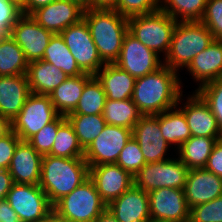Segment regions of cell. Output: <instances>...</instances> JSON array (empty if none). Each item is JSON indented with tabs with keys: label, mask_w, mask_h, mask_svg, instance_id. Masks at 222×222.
<instances>
[{
	"label": "cell",
	"mask_w": 222,
	"mask_h": 222,
	"mask_svg": "<svg viewBox=\"0 0 222 222\" xmlns=\"http://www.w3.org/2000/svg\"><path fill=\"white\" fill-rule=\"evenodd\" d=\"M89 178L107 205L134 185L133 176L116 163L89 166Z\"/></svg>",
	"instance_id": "17"
},
{
	"label": "cell",
	"mask_w": 222,
	"mask_h": 222,
	"mask_svg": "<svg viewBox=\"0 0 222 222\" xmlns=\"http://www.w3.org/2000/svg\"><path fill=\"white\" fill-rule=\"evenodd\" d=\"M22 15L20 6L10 0H0V38L9 36L12 27Z\"/></svg>",
	"instance_id": "42"
},
{
	"label": "cell",
	"mask_w": 222,
	"mask_h": 222,
	"mask_svg": "<svg viewBox=\"0 0 222 222\" xmlns=\"http://www.w3.org/2000/svg\"><path fill=\"white\" fill-rule=\"evenodd\" d=\"M192 222H222V195L190 209Z\"/></svg>",
	"instance_id": "40"
},
{
	"label": "cell",
	"mask_w": 222,
	"mask_h": 222,
	"mask_svg": "<svg viewBox=\"0 0 222 222\" xmlns=\"http://www.w3.org/2000/svg\"><path fill=\"white\" fill-rule=\"evenodd\" d=\"M0 219L1 222H21L17 213L6 200L0 201Z\"/></svg>",
	"instance_id": "47"
},
{
	"label": "cell",
	"mask_w": 222,
	"mask_h": 222,
	"mask_svg": "<svg viewBox=\"0 0 222 222\" xmlns=\"http://www.w3.org/2000/svg\"><path fill=\"white\" fill-rule=\"evenodd\" d=\"M11 174L8 169L0 170V201L6 200L7 194L13 184Z\"/></svg>",
	"instance_id": "45"
},
{
	"label": "cell",
	"mask_w": 222,
	"mask_h": 222,
	"mask_svg": "<svg viewBox=\"0 0 222 222\" xmlns=\"http://www.w3.org/2000/svg\"><path fill=\"white\" fill-rule=\"evenodd\" d=\"M149 212L153 220L184 222L190 219V208L182 189L158 188L148 193Z\"/></svg>",
	"instance_id": "14"
},
{
	"label": "cell",
	"mask_w": 222,
	"mask_h": 222,
	"mask_svg": "<svg viewBox=\"0 0 222 222\" xmlns=\"http://www.w3.org/2000/svg\"><path fill=\"white\" fill-rule=\"evenodd\" d=\"M200 86L222 76V41L214 40L205 50L198 53L186 67Z\"/></svg>",
	"instance_id": "23"
},
{
	"label": "cell",
	"mask_w": 222,
	"mask_h": 222,
	"mask_svg": "<svg viewBox=\"0 0 222 222\" xmlns=\"http://www.w3.org/2000/svg\"><path fill=\"white\" fill-rule=\"evenodd\" d=\"M53 32L44 29L30 15L22 14L10 31V37L21 47L28 62L42 60Z\"/></svg>",
	"instance_id": "13"
},
{
	"label": "cell",
	"mask_w": 222,
	"mask_h": 222,
	"mask_svg": "<svg viewBox=\"0 0 222 222\" xmlns=\"http://www.w3.org/2000/svg\"><path fill=\"white\" fill-rule=\"evenodd\" d=\"M60 35L84 73L94 76L104 66L84 19L70 25Z\"/></svg>",
	"instance_id": "9"
},
{
	"label": "cell",
	"mask_w": 222,
	"mask_h": 222,
	"mask_svg": "<svg viewBox=\"0 0 222 222\" xmlns=\"http://www.w3.org/2000/svg\"><path fill=\"white\" fill-rule=\"evenodd\" d=\"M30 94L26 74L0 76V115L11 123L22 110Z\"/></svg>",
	"instance_id": "22"
},
{
	"label": "cell",
	"mask_w": 222,
	"mask_h": 222,
	"mask_svg": "<svg viewBox=\"0 0 222 222\" xmlns=\"http://www.w3.org/2000/svg\"><path fill=\"white\" fill-rule=\"evenodd\" d=\"M94 222H120L117 220L110 211L107 209L99 216L97 217Z\"/></svg>",
	"instance_id": "50"
},
{
	"label": "cell",
	"mask_w": 222,
	"mask_h": 222,
	"mask_svg": "<svg viewBox=\"0 0 222 222\" xmlns=\"http://www.w3.org/2000/svg\"><path fill=\"white\" fill-rule=\"evenodd\" d=\"M176 25L177 21L160 9L128 19V31L157 55H167Z\"/></svg>",
	"instance_id": "6"
},
{
	"label": "cell",
	"mask_w": 222,
	"mask_h": 222,
	"mask_svg": "<svg viewBox=\"0 0 222 222\" xmlns=\"http://www.w3.org/2000/svg\"><path fill=\"white\" fill-rule=\"evenodd\" d=\"M66 120V116L58 115L52 122L31 136L27 142L42 156L48 155L53 147L58 128Z\"/></svg>",
	"instance_id": "36"
},
{
	"label": "cell",
	"mask_w": 222,
	"mask_h": 222,
	"mask_svg": "<svg viewBox=\"0 0 222 222\" xmlns=\"http://www.w3.org/2000/svg\"><path fill=\"white\" fill-rule=\"evenodd\" d=\"M131 138V129L106 124L103 131L84 151V159L89 166L116 163L121 150Z\"/></svg>",
	"instance_id": "11"
},
{
	"label": "cell",
	"mask_w": 222,
	"mask_h": 222,
	"mask_svg": "<svg viewBox=\"0 0 222 222\" xmlns=\"http://www.w3.org/2000/svg\"><path fill=\"white\" fill-rule=\"evenodd\" d=\"M20 141L21 139L11 129L0 137V170L8 169Z\"/></svg>",
	"instance_id": "43"
},
{
	"label": "cell",
	"mask_w": 222,
	"mask_h": 222,
	"mask_svg": "<svg viewBox=\"0 0 222 222\" xmlns=\"http://www.w3.org/2000/svg\"><path fill=\"white\" fill-rule=\"evenodd\" d=\"M185 104L179 109L186 117L191 136L222 138V130L214 114L196 90Z\"/></svg>",
	"instance_id": "18"
},
{
	"label": "cell",
	"mask_w": 222,
	"mask_h": 222,
	"mask_svg": "<svg viewBox=\"0 0 222 222\" xmlns=\"http://www.w3.org/2000/svg\"><path fill=\"white\" fill-rule=\"evenodd\" d=\"M6 201L21 222H39L53 209L46 193L34 184L13 183Z\"/></svg>",
	"instance_id": "10"
},
{
	"label": "cell",
	"mask_w": 222,
	"mask_h": 222,
	"mask_svg": "<svg viewBox=\"0 0 222 222\" xmlns=\"http://www.w3.org/2000/svg\"><path fill=\"white\" fill-rule=\"evenodd\" d=\"M10 1H13V2L17 3L19 6H21V0H10Z\"/></svg>",
	"instance_id": "53"
},
{
	"label": "cell",
	"mask_w": 222,
	"mask_h": 222,
	"mask_svg": "<svg viewBox=\"0 0 222 222\" xmlns=\"http://www.w3.org/2000/svg\"><path fill=\"white\" fill-rule=\"evenodd\" d=\"M135 139L142 151L146 163L168 160L164 158L168 146L160 129V114L142 115L132 130Z\"/></svg>",
	"instance_id": "16"
},
{
	"label": "cell",
	"mask_w": 222,
	"mask_h": 222,
	"mask_svg": "<svg viewBox=\"0 0 222 222\" xmlns=\"http://www.w3.org/2000/svg\"><path fill=\"white\" fill-rule=\"evenodd\" d=\"M189 169L178 158L146 163L134 176V186L149 193L158 188L184 190Z\"/></svg>",
	"instance_id": "7"
},
{
	"label": "cell",
	"mask_w": 222,
	"mask_h": 222,
	"mask_svg": "<svg viewBox=\"0 0 222 222\" xmlns=\"http://www.w3.org/2000/svg\"><path fill=\"white\" fill-rule=\"evenodd\" d=\"M85 9L71 0H56L33 11L30 16L44 29L60 34L83 19Z\"/></svg>",
	"instance_id": "15"
},
{
	"label": "cell",
	"mask_w": 222,
	"mask_h": 222,
	"mask_svg": "<svg viewBox=\"0 0 222 222\" xmlns=\"http://www.w3.org/2000/svg\"><path fill=\"white\" fill-rule=\"evenodd\" d=\"M213 41L214 37L201 21L177 22L163 64L175 71L186 68Z\"/></svg>",
	"instance_id": "4"
},
{
	"label": "cell",
	"mask_w": 222,
	"mask_h": 222,
	"mask_svg": "<svg viewBox=\"0 0 222 222\" xmlns=\"http://www.w3.org/2000/svg\"><path fill=\"white\" fill-rule=\"evenodd\" d=\"M205 169L222 178V139L215 143Z\"/></svg>",
	"instance_id": "44"
},
{
	"label": "cell",
	"mask_w": 222,
	"mask_h": 222,
	"mask_svg": "<svg viewBox=\"0 0 222 222\" xmlns=\"http://www.w3.org/2000/svg\"><path fill=\"white\" fill-rule=\"evenodd\" d=\"M39 222H68V221L65 218H62L54 209H52Z\"/></svg>",
	"instance_id": "49"
},
{
	"label": "cell",
	"mask_w": 222,
	"mask_h": 222,
	"mask_svg": "<svg viewBox=\"0 0 222 222\" xmlns=\"http://www.w3.org/2000/svg\"><path fill=\"white\" fill-rule=\"evenodd\" d=\"M196 92L209 105L222 130V76L199 87Z\"/></svg>",
	"instance_id": "37"
},
{
	"label": "cell",
	"mask_w": 222,
	"mask_h": 222,
	"mask_svg": "<svg viewBox=\"0 0 222 222\" xmlns=\"http://www.w3.org/2000/svg\"><path fill=\"white\" fill-rule=\"evenodd\" d=\"M219 139L222 138L191 136L178 149V158L189 170L205 168L213 147Z\"/></svg>",
	"instance_id": "27"
},
{
	"label": "cell",
	"mask_w": 222,
	"mask_h": 222,
	"mask_svg": "<svg viewBox=\"0 0 222 222\" xmlns=\"http://www.w3.org/2000/svg\"><path fill=\"white\" fill-rule=\"evenodd\" d=\"M94 76L101 83L107 99L120 101L132 98L136 79L115 63H105Z\"/></svg>",
	"instance_id": "24"
},
{
	"label": "cell",
	"mask_w": 222,
	"mask_h": 222,
	"mask_svg": "<svg viewBox=\"0 0 222 222\" xmlns=\"http://www.w3.org/2000/svg\"><path fill=\"white\" fill-rule=\"evenodd\" d=\"M66 119L73 126L78 142L84 151L98 137L106 125L102 114L67 115Z\"/></svg>",
	"instance_id": "32"
},
{
	"label": "cell",
	"mask_w": 222,
	"mask_h": 222,
	"mask_svg": "<svg viewBox=\"0 0 222 222\" xmlns=\"http://www.w3.org/2000/svg\"><path fill=\"white\" fill-rule=\"evenodd\" d=\"M26 75L31 93L42 95H50L68 78L59 68L44 60L28 62Z\"/></svg>",
	"instance_id": "25"
},
{
	"label": "cell",
	"mask_w": 222,
	"mask_h": 222,
	"mask_svg": "<svg viewBox=\"0 0 222 222\" xmlns=\"http://www.w3.org/2000/svg\"><path fill=\"white\" fill-rule=\"evenodd\" d=\"M93 76L87 73L75 77H68L49 95L55 110L59 115L67 116L72 113L82 96L85 84Z\"/></svg>",
	"instance_id": "26"
},
{
	"label": "cell",
	"mask_w": 222,
	"mask_h": 222,
	"mask_svg": "<svg viewBox=\"0 0 222 222\" xmlns=\"http://www.w3.org/2000/svg\"><path fill=\"white\" fill-rule=\"evenodd\" d=\"M42 60L53 64L68 77H75L84 74L60 34H53L47 48L44 51Z\"/></svg>",
	"instance_id": "28"
},
{
	"label": "cell",
	"mask_w": 222,
	"mask_h": 222,
	"mask_svg": "<svg viewBox=\"0 0 222 222\" xmlns=\"http://www.w3.org/2000/svg\"><path fill=\"white\" fill-rule=\"evenodd\" d=\"M86 21L92 39L105 63H114L120 55L128 19L114 9H85Z\"/></svg>",
	"instance_id": "3"
},
{
	"label": "cell",
	"mask_w": 222,
	"mask_h": 222,
	"mask_svg": "<svg viewBox=\"0 0 222 222\" xmlns=\"http://www.w3.org/2000/svg\"><path fill=\"white\" fill-rule=\"evenodd\" d=\"M80 4L84 9H91V0H71Z\"/></svg>",
	"instance_id": "52"
},
{
	"label": "cell",
	"mask_w": 222,
	"mask_h": 222,
	"mask_svg": "<svg viewBox=\"0 0 222 222\" xmlns=\"http://www.w3.org/2000/svg\"><path fill=\"white\" fill-rule=\"evenodd\" d=\"M201 22L209 29L214 40L222 41V0H207Z\"/></svg>",
	"instance_id": "41"
},
{
	"label": "cell",
	"mask_w": 222,
	"mask_h": 222,
	"mask_svg": "<svg viewBox=\"0 0 222 222\" xmlns=\"http://www.w3.org/2000/svg\"><path fill=\"white\" fill-rule=\"evenodd\" d=\"M148 222H166V221H160V220H153V219H150Z\"/></svg>",
	"instance_id": "54"
},
{
	"label": "cell",
	"mask_w": 222,
	"mask_h": 222,
	"mask_svg": "<svg viewBox=\"0 0 222 222\" xmlns=\"http://www.w3.org/2000/svg\"><path fill=\"white\" fill-rule=\"evenodd\" d=\"M107 210L120 222H148L151 219L148 193L134 185L110 202Z\"/></svg>",
	"instance_id": "20"
},
{
	"label": "cell",
	"mask_w": 222,
	"mask_h": 222,
	"mask_svg": "<svg viewBox=\"0 0 222 222\" xmlns=\"http://www.w3.org/2000/svg\"><path fill=\"white\" fill-rule=\"evenodd\" d=\"M159 4L160 0H118L113 9L129 19L157 11Z\"/></svg>",
	"instance_id": "39"
},
{
	"label": "cell",
	"mask_w": 222,
	"mask_h": 222,
	"mask_svg": "<svg viewBox=\"0 0 222 222\" xmlns=\"http://www.w3.org/2000/svg\"><path fill=\"white\" fill-rule=\"evenodd\" d=\"M53 209L68 222H94L106 209L107 204L88 178L71 193L63 196Z\"/></svg>",
	"instance_id": "5"
},
{
	"label": "cell",
	"mask_w": 222,
	"mask_h": 222,
	"mask_svg": "<svg viewBox=\"0 0 222 222\" xmlns=\"http://www.w3.org/2000/svg\"><path fill=\"white\" fill-rule=\"evenodd\" d=\"M56 0H21V12L24 15H30L36 9L46 6Z\"/></svg>",
	"instance_id": "46"
},
{
	"label": "cell",
	"mask_w": 222,
	"mask_h": 222,
	"mask_svg": "<svg viewBox=\"0 0 222 222\" xmlns=\"http://www.w3.org/2000/svg\"><path fill=\"white\" fill-rule=\"evenodd\" d=\"M28 61L21 47L10 37L0 38V76L27 74Z\"/></svg>",
	"instance_id": "30"
},
{
	"label": "cell",
	"mask_w": 222,
	"mask_h": 222,
	"mask_svg": "<svg viewBox=\"0 0 222 222\" xmlns=\"http://www.w3.org/2000/svg\"><path fill=\"white\" fill-rule=\"evenodd\" d=\"M188 207L207 203L222 195V178L205 168L191 169L184 187Z\"/></svg>",
	"instance_id": "19"
},
{
	"label": "cell",
	"mask_w": 222,
	"mask_h": 222,
	"mask_svg": "<svg viewBox=\"0 0 222 222\" xmlns=\"http://www.w3.org/2000/svg\"><path fill=\"white\" fill-rule=\"evenodd\" d=\"M206 2L207 0H160L159 9L177 22L201 21ZM178 17L181 19L178 20Z\"/></svg>",
	"instance_id": "34"
},
{
	"label": "cell",
	"mask_w": 222,
	"mask_h": 222,
	"mask_svg": "<svg viewBox=\"0 0 222 222\" xmlns=\"http://www.w3.org/2000/svg\"><path fill=\"white\" fill-rule=\"evenodd\" d=\"M102 116L106 124L133 130L142 114L133 103L132 98L120 101L106 98Z\"/></svg>",
	"instance_id": "29"
},
{
	"label": "cell",
	"mask_w": 222,
	"mask_h": 222,
	"mask_svg": "<svg viewBox=\"0 0 222 222\" xmlns=\"http://www.w3.org/2000/svg\"><path fill=\"white\" fill-rule=\"evenodd\" d=\"M48 155L62 158H84V150L68 120L58 128L53 147Z\"/></svg>",
	"instance_id": "35"
},
{
	"label": "cell",
	"mask_w": 222,
	"mask_h": 222,
	"mask_svg": "<svg viewBox=\"0 0 222 222\" xmlns=\"http://www.w3.org/2000/svg\"><path fill=\"white\" fill-rule=\"evenodd\" d=\"M106 101V94L101 83L93 76L82 91V96L75 110L68 115H96L102 114Z\"/></svg>",
	"instance_id": "33"
},
{
	"label": "cell",
	"mask_w": 222,
	"mask_h": 222,
	"mask_svg": "<svg viewBox=\"0 0 222 222\" xmlns=\"http://www.w3.org/2000/svg\"><path fill=\"white\" fill-rule=\"evenodd\" d=\"M88 178L89 165L84 158L42 157L39 187L52 205Z\"/></svg>",
	"instance_id": "2"
},
{
	"label": "cell",
	"mask_w": 222,
	"mask_h": 222,
	"mask_svg": "<svg viewBox=\"0 0 222 222\" xmlns=\"http://www.w3.org/2000/svg\"><path fill=\"white\" fill-rule=\"evenodd\" d=\"M114 63L135 79L152 73L163 65L159 56L129 31L124 36L119 58Z\"/></svg>",
	"instance_id": "12"
},
{
	"label": "cell",
	"mask_w": 222,
	"mask_h": 222,
	"mask_svg": "<svg viewBox=\"0 0 222 222\" xmlns=\"http://www.w3.org/2000/svg\"><path fill=\"white\" fill-rule=\"evenodd\" d=\"M42 157L27 141L21 140L8 167L13 182L39 185Z\"/></svg>",
	"instance_id": "21"
},
{
	"label": "cell",
	"mask_w": 222,
	"mask_h": 222,
	"mask_svg": "<svg viewBox=\"0 0 222 222\" xmlns=\"http://www.w3.org/2000/svg\"><path fill=\"white\" fill-rule=\"evenodd\" d=\"M177 71L164 64L135 80L132 100L142 115H158L177 108L182 91Z\"/></svg>",
	"instance_id": "1"
},
{
	"label": "cell",
	"mask_w": 222,
	"mask_h": 222,
	"mask_svg": "<svg viewBox=\"0 0 222 222\" xmlns=\"http://www.w3.org/2000/svg\"><path fill=\"white\" fill-rule=\"evenodd\" d=\"M160 129L167 143L178 145V149L191 137L186 117L180 109L172 108L160 113Z\"/></svg>",
	"instance_id": "31"
},
{
	"label": "cell",
	"mask_w": 222,
	"mask_h": 222,
	"mask_svg": "<svg viewBox=\"0 0 222 222\" xmlns=\"http://www.w3.org/2000/svg\"><path fill=\"white\" fill-rule=\"evenodd\" d=\"M58 115L49 95L31 93L22 110L10 123V129L22 141H27Z\"/></svg>",
	"instance_id": "8"
},
{
	"label": "cell",
	"mask_w": 222,
	"mask_h": 222,
	"mask_svg": "<svg viewBox=\"0 0 222 222\" xmlns=\"http://www.w3.org/2000/svg\"><path fill=\"white\" fill-rule=\"evenodd\" d=\"M10 130V123L0 115V137Z\"/></svg>",
	"instance_id": "51"
},
{
	"label": "cell",
	"mask_w": 222,
	"mask_h": 222,
	"mask_svg": "<svg viewBox=\"0 0 222 222\" xmlns=\"http://www.w3.org/2000/svg\"><path fill=\"white\" fill-rule=\"evenodd\" d=\"M118 0H91V9H113Z\"/></svg>",
	"instance_id": "48"
},
{
	"label": "cell",
	"mask_w": 222,
	"mask_h": 222,
	"mask_svg": "<svg viewBox=\"0 0 222 222\" xmlns=\"http://www.w3.org/2000/svg\"><path fill=\"white\" fill-rule=\"evenodd\" d=\"M116 164L132 176H134L146 164L140 146L133 137L121 150Z\"/></svg>",
	"instance_id": "38"
}]
</instances>
